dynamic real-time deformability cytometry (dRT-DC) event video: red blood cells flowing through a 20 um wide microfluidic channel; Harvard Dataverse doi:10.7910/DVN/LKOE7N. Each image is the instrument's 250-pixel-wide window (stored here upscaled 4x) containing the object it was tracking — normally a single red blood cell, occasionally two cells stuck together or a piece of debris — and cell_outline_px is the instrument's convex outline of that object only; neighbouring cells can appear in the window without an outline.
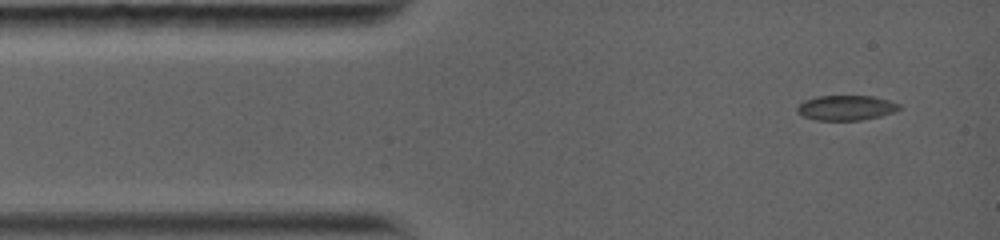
{"species": "common noctule bat (a hibernating species)", "species_latin": "Nyctalus noctula", "temperature_condition": "warm", "stored_images_in_passage": 9, "camera_frame_rate_fps": 5000, "um_per_image_px": 0.085, "animal": {"sex": "female", "body_mass_g": 19.0, "forearm_length_mm": 56.7}, "frame": {"image": 1, "passage_image": 1, "time_ms": 0.0, "image_size_px": [1000, 240], "cell_outline_px": [[900, 108], [896, 112], [880, 116], [860, 120], [816, 120], [804, 116], [796, 112], [796, 108], [800, 104], [808, 100], [820, 96], [872, 96], [888, 100], [900, 104]], "centroid_in_image_um": [71.95, 9.17], "position_along_channel_um": 13.1, "area_um2": 14.68}}
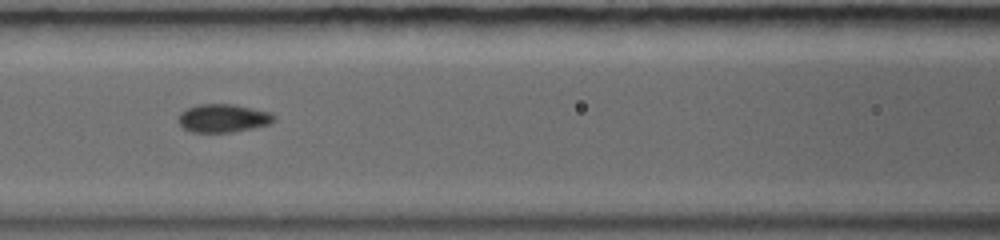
{"frame": {"image": 2, "passage_image": 6, "time_ms": 4.6, "image_size_px": [1000, 240], "cell_outline_px": [[272, 120], [268, 124], [232, 132], [192, 132], [184, 128], [180, 124], [180, 116], [188, 108], [204, 104], [228, 104], [264, 112], [272, 116]], "centroid_in_image_um": [18.89, 10.07], "position_along_channel_um": 147.7, "area_um2": 14.68}}
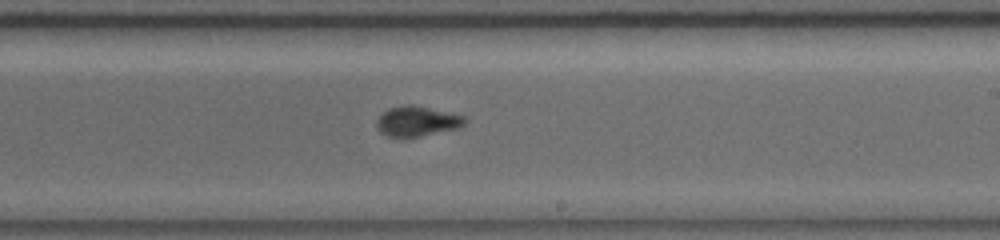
{"frame": {"image": 3, "passage_image": 9, "time_ms": 7.2, "image_size_px": [1000, 240], "cell_outline_px": [[464, 124], [452, 128], [420, 136], [388, 136], [380, 132], [376, 124], [380, 116], [384, 112], [392, 108], [428, 108], [460, 116], [464, 120]], "centroid_in_image_um": [35.37, 10.35], "position_along_channel_um": 253.6, "area_um2": 13.81}}